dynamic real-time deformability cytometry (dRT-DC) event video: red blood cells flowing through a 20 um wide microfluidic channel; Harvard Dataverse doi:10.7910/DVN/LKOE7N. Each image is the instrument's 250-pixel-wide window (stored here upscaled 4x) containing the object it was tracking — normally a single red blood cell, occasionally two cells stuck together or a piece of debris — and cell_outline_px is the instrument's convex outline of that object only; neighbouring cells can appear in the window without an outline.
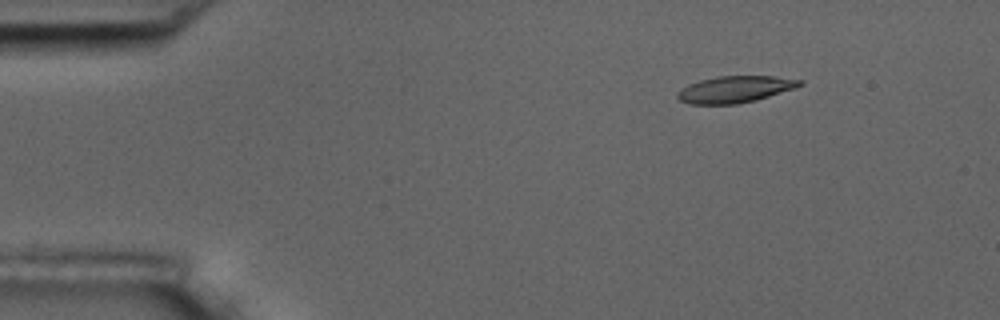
{"species": "common noctule bat (a hibernating species)", "species_latin": "Nyctalus noctula", "temperature_condition": "room temperature", "stored_images_in_passage": 11, "camera_frame_rate_fps": 3000, "um_per_image_px": 0.085, "animal": {"sex": "male", "body_mass_g": 17.5, "forearm_length_mm": 52.3}, "frame": {"image": 1, "passage_image": 2, "time_ms": 2.0, "image_size_px": [1000, 320], "cell_outline_px": [[804, 84], [796, 88], [756, 100], [736, 104], [688, 104], [680, 100], [676, 96], [676, 92], [688, 84], [700, 80], [716, 76], [776, 76], [804, 80]], "centroid_in_image_um": [62.49, 7.59], "position_along_channel_um": 22.5, "area_um2": 19.19}}
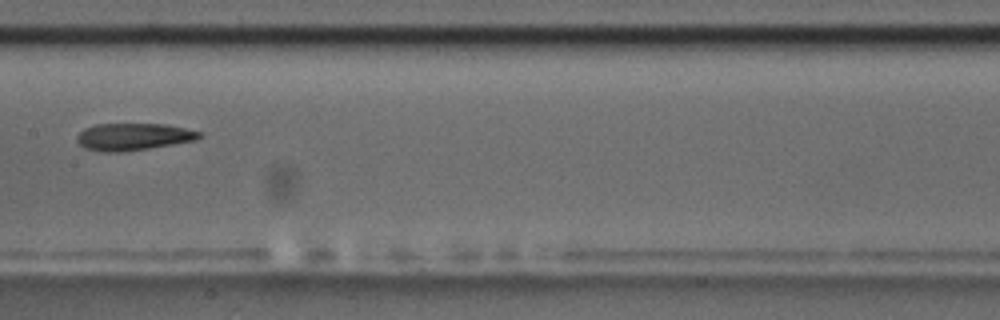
{"frame": {"image": 2, "passage_image": 8, "time_ms": 9.0, "image_size_px": [1000, 320], "cell_outline_px": [[204, 132], [196, 140], [148, 148], [120, 152], [104, 152], [84, 148], [76, 140], [76, 136], [84, 128], [96, 124], [164, 124]], "centroid_in_image_um": [11.31, 11.62], "position_along_channel_um": 196.1, "area_um2": 19.25}}
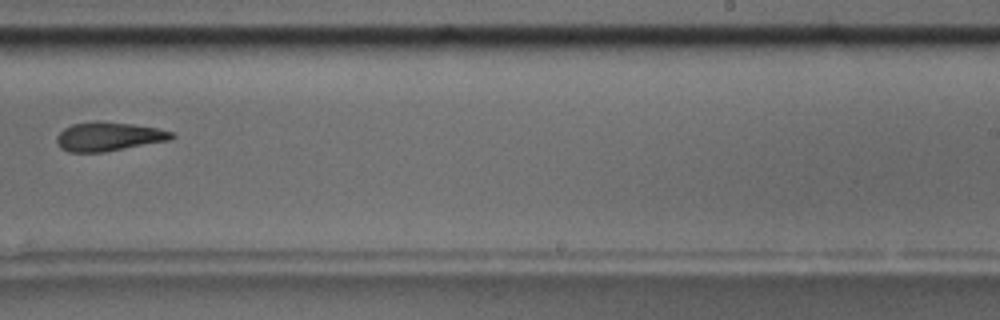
{"frame": {"image": 3, "passage_image": 10, "time_ms": 11.333, "image_size_px": [1000, 320], "cell_outline_px": [[176, 136], [172, 140], [104, 152], [68, 152], [60, 148], [56, 140], [56, 136], [64, 128], [72, 124], [132, 124], [156, 128], [172, 132]], "centroid_in_image_um": [9.26, 11.66], "position_along_channel_um": 279.7, "area_um2": 18.67}}